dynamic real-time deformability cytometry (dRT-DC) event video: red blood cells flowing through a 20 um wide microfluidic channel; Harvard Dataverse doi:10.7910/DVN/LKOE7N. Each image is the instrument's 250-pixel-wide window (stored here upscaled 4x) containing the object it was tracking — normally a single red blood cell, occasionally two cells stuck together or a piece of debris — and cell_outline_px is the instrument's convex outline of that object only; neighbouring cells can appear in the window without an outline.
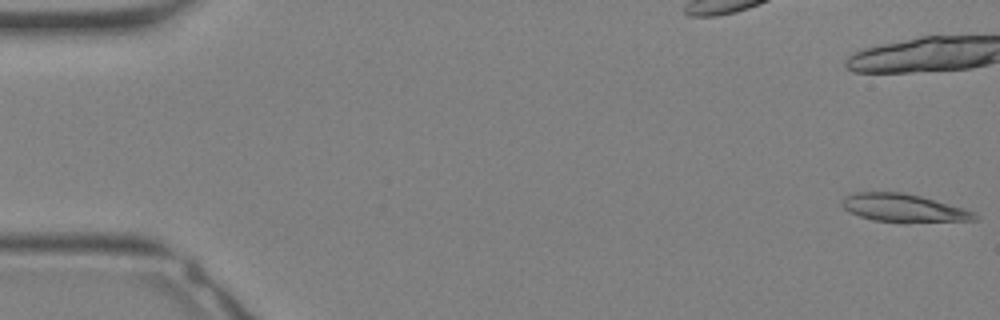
{"species": "Egyptian fruit bat (a non-hibernating species)", "species_latin": "Rousettus aegyptiacus", "temperature_condition": "warm", "stored_images_in_passage": 7, "camera_frame_rate_fps": 3000, "um_per_image_px": 0.085, "animal": {"sex": "female"}, "frame": {"image": 1, "passage_image": 1, "time_ms": 0.0, "image_size_px": [1000, 320], "cell_outline_px": [[980, 220], [908, 224], [904, 224], [872, 220], [848, 212], [840, 204], [840, 200], [844, 196], [856, 192], [904, 192], [920, 196], [964, 208], [980, 216]], "centroid_in_image_um": [76.82, 17.72], "position_along_channel_um": 8.2, "area_um2": 22.48}}